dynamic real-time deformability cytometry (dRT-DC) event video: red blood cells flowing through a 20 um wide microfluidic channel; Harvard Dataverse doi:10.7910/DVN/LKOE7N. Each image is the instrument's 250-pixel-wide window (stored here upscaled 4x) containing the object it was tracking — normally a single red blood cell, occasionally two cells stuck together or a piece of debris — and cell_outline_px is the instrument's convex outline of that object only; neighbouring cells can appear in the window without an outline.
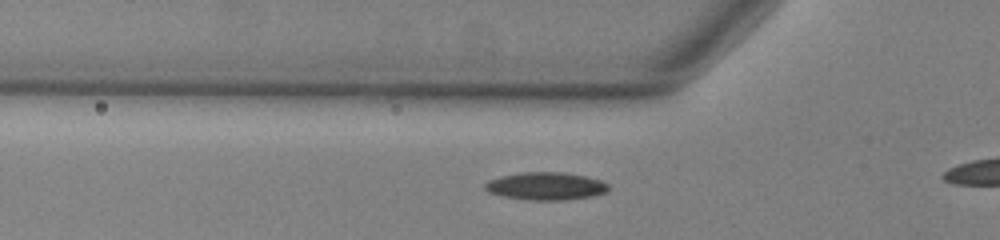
{"species": "common noctule bat (a hibernating species)", "species_latin": "Nyctalus noctula", "temperature_condition": "warm", "stored_images_in_passage": 29, "camera_frame_rate_fps": 3000, "um_per_image_px": 0.085, "animal": {"sex": "male", "body_mass_g": 13.0, "forearm_length_mm": 53.1}, "frame": {"image": 1, "passage_image": 3, "time_ms": 0.667, "image_size_px": [1000, 240], "cell_outline_px": [[608, 188], [604, 192], [592, 196], [568, 200], [528, 200], [504, 196], [488, 192], [484, 188], [484, 184], [488, 180], [500, 176], [520, 172], [564, 172], [584, 176], [600, 180], [608, 184]], "centroid_in_image_um": [46.36, 15.81], "position_along_channel_um": 79.4, "area_um2": 19.94}}
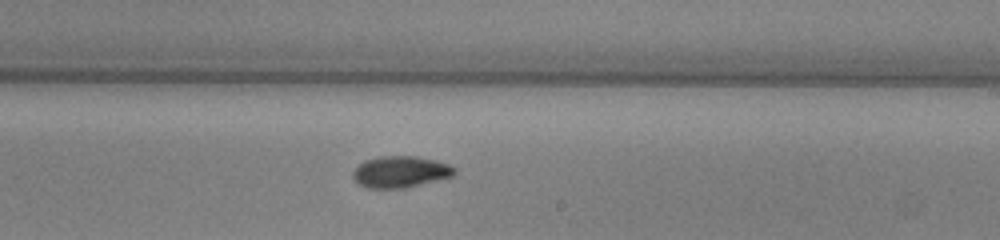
{"frame": {"image": 2, "passage_image": 17, "time_ms": 5.333, "image_size_px": [1000, 240], "cell_outline_px": [[456, 172], [452, 176], [404, 188], [368, 188], [356, 184], [352, 176], [352, 172], [364, 160], [380, 156], [416, 156], [436, 160], [448, 164], [456, 168]], "centroid_in_image_um": [34.0, 14.6], "position_along_channel_um": 255.0, "area_um2": 18.67}}
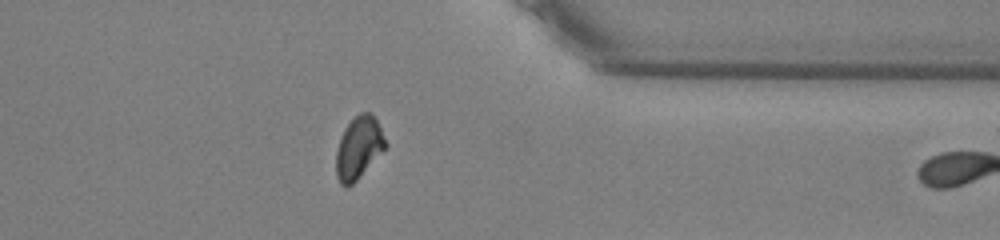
{"frame": {"image": 3, "passage_image": 28, "time_ms": 9.0, "image_size_px": [1000, 240], "cell_outline_px": [[388, 144], [356, 180], [352, 184], [344, 188], [340, 184], [336, 176], [336, 152], [340, 136], [344, 128], [360, 112], [372, 112], [376, 116]], "centroid_in_image_um": [30.48, 12.53], "position_along_channel_um": 380.9, "area_um2": 17.92}}